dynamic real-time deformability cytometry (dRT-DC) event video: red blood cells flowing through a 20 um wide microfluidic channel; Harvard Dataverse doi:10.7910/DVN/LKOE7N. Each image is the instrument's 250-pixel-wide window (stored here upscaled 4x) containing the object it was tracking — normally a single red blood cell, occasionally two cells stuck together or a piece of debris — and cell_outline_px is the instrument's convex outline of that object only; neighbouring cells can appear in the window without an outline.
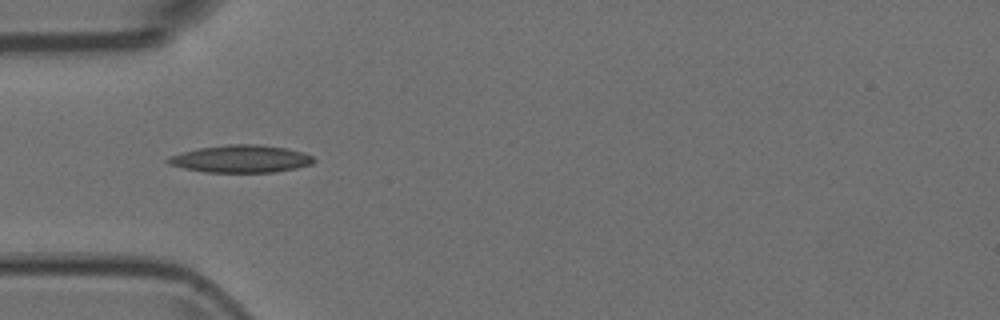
{"species": "Egyptian fruit bat (a non-hibernating species)", "species_latin": "Rousettus aegyptiacus", "temperature_condition": "room temperature", "stored_images_in_passage": 16, "camera_frame_rate_fps": 3000, "um_per_image_px": 0.085, "animal": {"sex": "female"}, "frame": {"image": 1, "passage_image": 3, "time_ms": 0.667, "image_size_px": [1000, 320], "cell_outline_px": [[316, 160], [312, 164], [296, 168], [276, 172], [204, 172], [184, 168], [168, 164], [164, 160], [168, 156], [180, 152], [200, 148], [224, 144], [256, 144], [284, 148], [304, 152], [312, 156]], "centroid_in_image_um": [20.44, 13.5], "position_along_channel_um": 64.6, "area_um2": 23.47}}
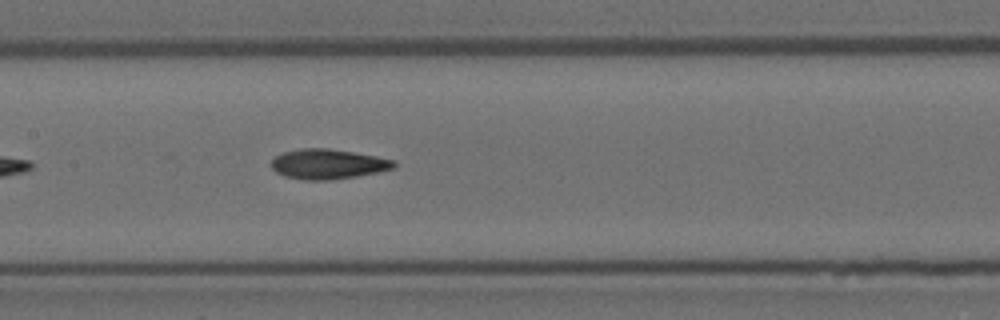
{"frame": {"image": 2, "passage_image": 12, "time_ms": 3.667, "image_size_px": [1000, 320], "cell_outline_px": [[396, 168], [356, 176], [328, 180], [304, 180], [284, 176], [276, 172], [272, 168], [272, 160], [276, 156], [284, 152], [300, 148], [328, 148], [376, 156], [396, 160]], "centroid_in_image_um": [27.88, 13.94], "position_along_channel_um": 179.5, "area_um2": 21.33}}